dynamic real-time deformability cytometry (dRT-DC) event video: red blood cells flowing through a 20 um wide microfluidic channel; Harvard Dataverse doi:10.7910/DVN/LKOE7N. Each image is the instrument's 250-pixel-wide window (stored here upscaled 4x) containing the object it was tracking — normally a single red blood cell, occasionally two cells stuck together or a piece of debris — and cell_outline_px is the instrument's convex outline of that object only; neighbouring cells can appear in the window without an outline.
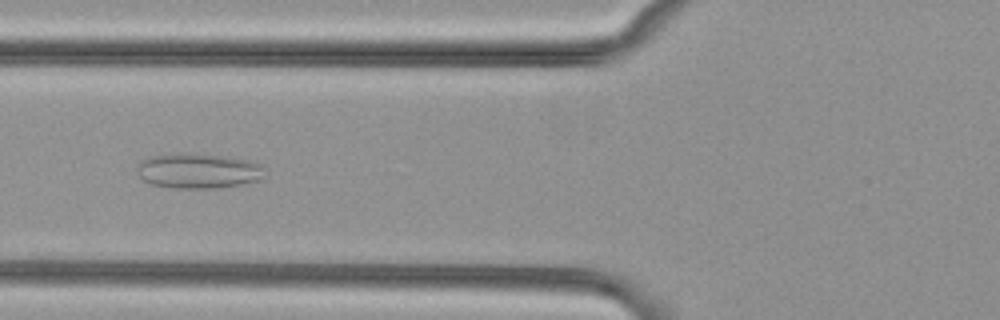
{"species": "common noctule bat (a hibernating species)", "species_latin": "Nyctalus noctula", "temperature_condition": "cold", "stored_images_in_passage": 8, "camera_frame_rate_fps": 3000, "um_per_image_px": 0.085, "animal": {"sex": "female", "body_mass_g": 29.2, "forearm_length_mm": 56.3}, "frame": {"image": 1, "passage_image": 6, "time_ms": 1.667, "image_size_px": [1000, 320], "cell_outline_px": [[264, 176], [260, 180], [240, 184], [216, 188], [172, 188], [148, 184], [136, 172], [136, 168], [140, 160], [152, 156], [184, 152], [220, 156], [252, 160], [264, 164]], "centroid_in_image_um": [16.85, 14.52], "position_along_channel_um": 108.9, "area_um2": 26.47}}
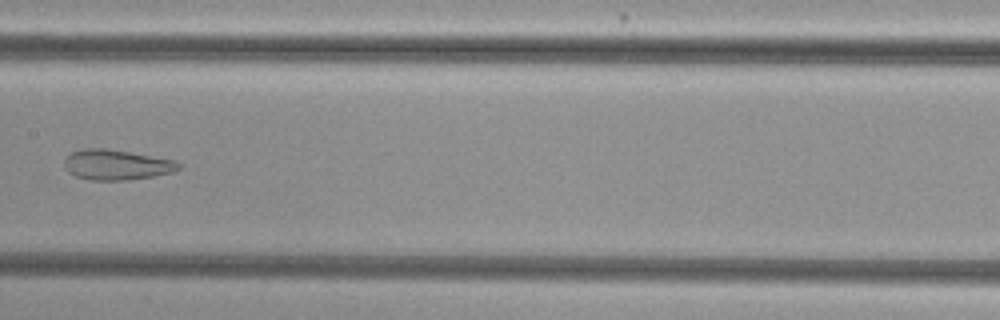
{"frame": {"image": 2, "passage_image": 8, "time_ms": 2.333, "image_size_px": [1000, 320], "cell_outline_px": [[180, 168], [172, 172], [152, 176], [128, 180], [88, 180], [76, 176], [68, 172], [64, 168], [64, 160], [72, 152], [80, 148], [104, 148], [176, 160], [180, 164]], "centroid_in_image_um": [9.87, 14.01], "position_along_channel_um": 197.5, "area_um2": 20.11}}